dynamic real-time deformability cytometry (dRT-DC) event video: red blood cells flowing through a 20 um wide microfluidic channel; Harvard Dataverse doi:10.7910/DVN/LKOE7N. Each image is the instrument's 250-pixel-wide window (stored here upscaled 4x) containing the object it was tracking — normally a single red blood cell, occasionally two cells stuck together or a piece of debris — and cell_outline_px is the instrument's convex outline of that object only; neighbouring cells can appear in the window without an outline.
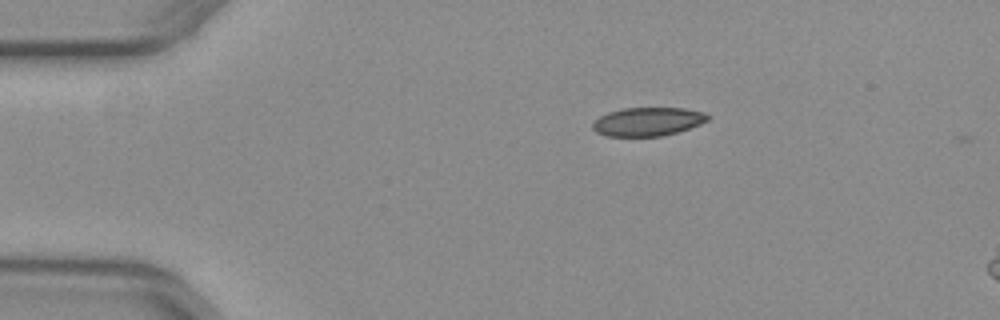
{"species": "common noctule bat (a hibernating species)", "species_latin": "Nyctalus noctula", "temperature_condition": "warm", "stored_images_in_passage": 17, "camera_frame_rate_fps": 3000, "um_per_image_px": 0.085, "animal": {"sex": "female", "body_mass_g": 29.2, "forearm_length_mm": 56.3}, "frame": {"image": 1, "passage_image": 1, "time_ms": 0.0, "image_size_px": [1000, 320], "cell_outline_px": [[712, 116], [708, 120], [700, 124], [676, 132], [660, 136], [608, 136], [596, 132], [592, 128], [592, 124], [600, 116], [608, 112], [624, 108], [684, 108], [704, 112]], "centroid_in_image_um": [55.07, 10.33], "position_along_channel_um": 29.9, "area_um2": 19.07}}
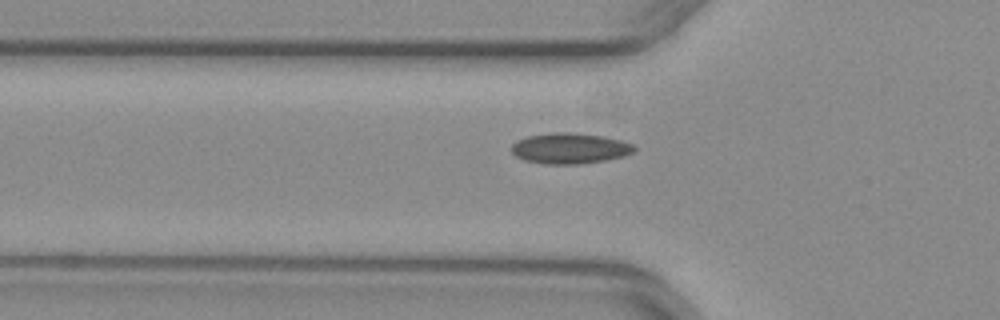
{"frame": {"image": 2, "passage_image": 9, "time_ms": 2.667, "image_size_px": [1000, 320], "cell_outline_px": [[636, 148], [632, 152], [624, 156], [604, 160], [580, 164], [544, 164], [524, 160], [516, 156], [512, 152], [512, 144], [516, 140], [528, 136], [552, 132], [568, 132], [604, 136], [620, 140], [632, 144]], "centroid_in_image_um": [48.41, 12.61], "position_along_channel_um": 77.4, "area_um2": 21.91}}
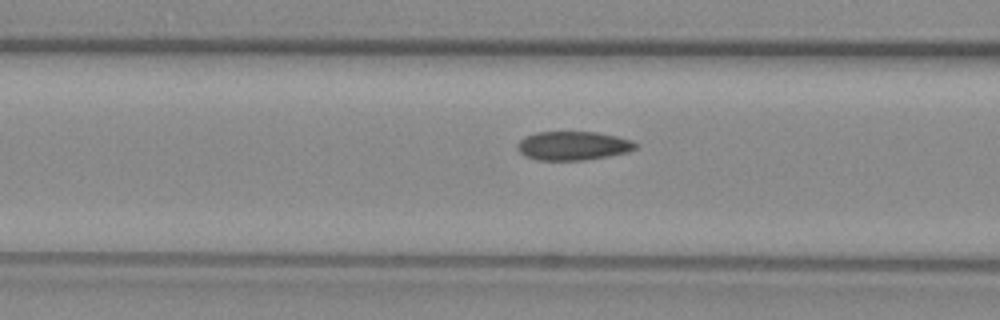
{"frame": {"image": 3, "passage_image": 12, "time_ms": 3.667, "image_size_px": [1000, 320], "cell_outline_px": [[636, 148], [628, 152], [608, 156], [584, 160], [540, 160], [524, 156], [520, 152], [516, 144], [524, 136], [536, 132], [596, 132], [616, 136], [632, 140], [636, 144]], "centroid_in_image_um": [48.69, 12.38], "position_along_channel_um": 117.9, "area_um2": 19.83}}